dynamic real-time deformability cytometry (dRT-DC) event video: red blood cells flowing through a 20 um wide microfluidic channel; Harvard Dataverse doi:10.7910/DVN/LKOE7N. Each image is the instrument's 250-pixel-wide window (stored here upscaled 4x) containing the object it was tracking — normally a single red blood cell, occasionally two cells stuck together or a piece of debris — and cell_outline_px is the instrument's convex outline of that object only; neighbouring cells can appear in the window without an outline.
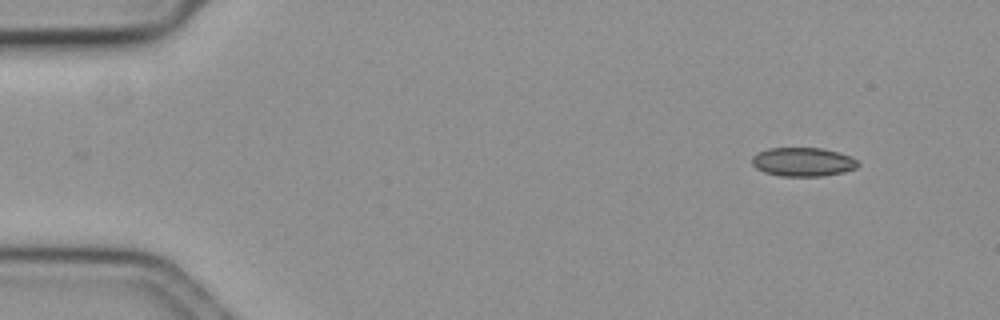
{"species": "common noctule bat (a hibernating species)", "species_latin": "Nyctalus noctula", "temperature_condition": "cold", "stored_images_in_passage": 6, "camera_frame_rate_fps": 3000, "um_per_image_px": 0.085, "animal": {"sex": "female", "body_mass_g": 19.3, "forearm_length_mm": 54.1}, "frame": {"image": 1, "passage_image": 1, "time_ms": 0.0, "image_size_px": [1000, 320], "cell_outline_px": [[860, 164], [856, 168], [844, 172], [824, 176], [780, 176], [764, 172], [756, 168], [752, 164], [752, 156], [756, 152], [768, 148], [824, 148], [840, 152], [852, 156]], "centroid_in_image_um": [68.26, 13.76], "position_along_channel_um": 16.7, "area_um2": 18.09}}